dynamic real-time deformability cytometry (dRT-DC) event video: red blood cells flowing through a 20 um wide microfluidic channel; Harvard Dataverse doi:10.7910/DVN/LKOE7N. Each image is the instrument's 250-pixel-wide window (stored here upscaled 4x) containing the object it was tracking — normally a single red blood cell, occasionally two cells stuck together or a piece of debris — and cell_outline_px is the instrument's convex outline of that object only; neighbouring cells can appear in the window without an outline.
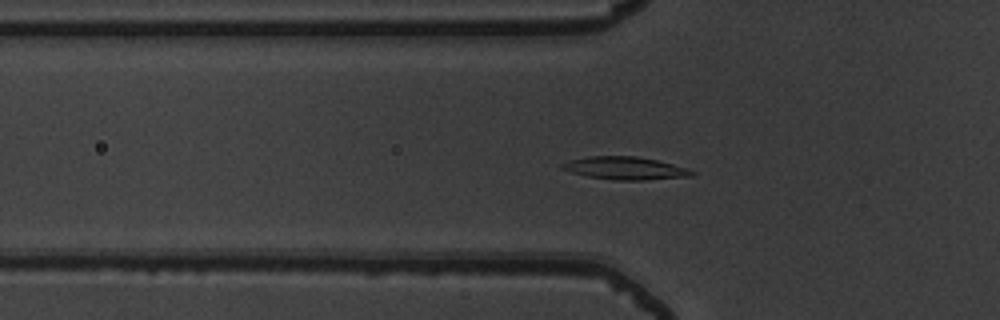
{"species": "common noctule bat (a hibernating species)", "species_latin": "Nyctalus noctula", "temperature_condition": "warm", "stored_images_in_passage": 45, "camera_frame_rate_fps": 3000, "um_per_image_px": 0.085, "animal": {"sex": "male", "body_mass_g": 19.5, "forearm_length_mm": 54.6}, "frame": {"image": 1, "passage_image": 10, "time_ms": 3.0, "image_size_px": [1000, 320], "cell_outline_px": [[696, 172], [692, 176], [644, 180], [612, 180], [588, 176], [572, 172], [560, 168], [560, 164], [572, 160], [588, 156], [636, 156], [656, 160], [688, 168]], "centroid_in_image_um": [53.15, 14.3], "position_along_channel_um": 72.6, "area_um2": 17.11}}
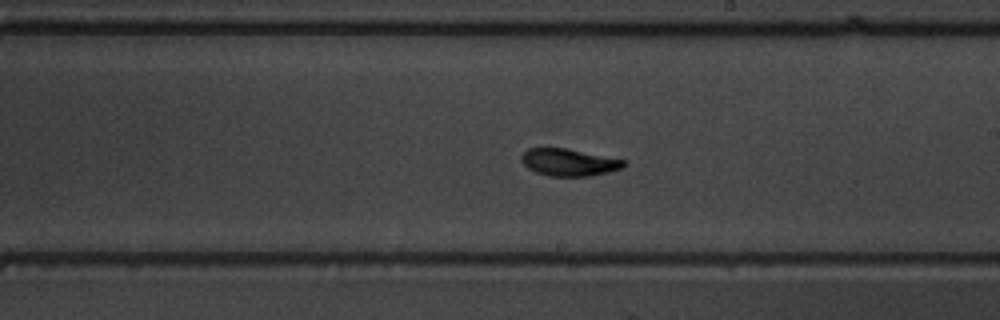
{"frame": {"image": 2, "passage_image": 23, "time_ms": 7.333, "image_size_px": [1000, 320], "cell_outline_px": [[628, 164], [624, 168], [592, 176], [548, 176], [536, 172], [528, 168], [520, 160], [520, 156], [528, 148], [568, 148], [624, 160]], "centroid_in_image_um": [48.37, 13.8], "position_along_channel_um": 240.6, "area_um2": 16.36}}
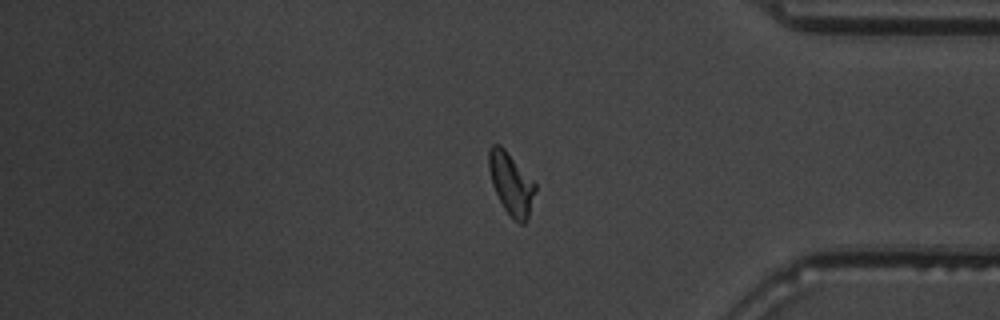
{"frame": {"image": 3, "passage_image": 36, "time_ms": 11.667, "image_size_px": [1000, 320], "cell_outline_px": [[536, 188], [528, 220], [524, 224], [520, 224], [504, 208], [492, 184], [488, 168], [488, 148], [492, 144], [500, 144], [504, 148], [536, 184]], "centroid_in_image_um": [43.43, 15.59], "position_along_channel_um": 391.8, "area_um2": 16.59}, "authors_computed_cell_mechanics": {"area_um2": 16.4152, "velocity_mm_per_s": 3.8863, "shape_relaxation_time_tau1_ms": 3.9956, "shape_relaxation_time_tau2_ms": 1.5168, "deformation_change_tau1": 0.1557, "deformation_change_tau2": 0.0626}}